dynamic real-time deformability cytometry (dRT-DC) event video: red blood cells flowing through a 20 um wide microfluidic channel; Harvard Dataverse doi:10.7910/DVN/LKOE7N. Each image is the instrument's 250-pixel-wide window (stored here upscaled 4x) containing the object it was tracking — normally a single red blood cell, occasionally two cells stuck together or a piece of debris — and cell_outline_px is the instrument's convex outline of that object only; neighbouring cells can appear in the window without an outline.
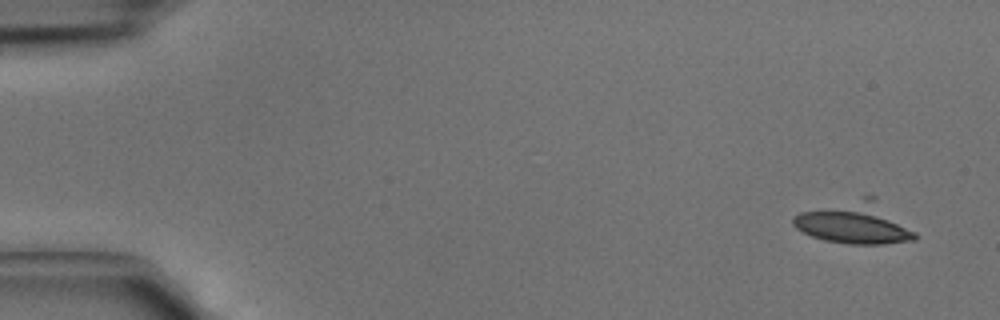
{"species": "common noctule bat (a hibernating species)", "species_latin": "Nyctalus noctula", "temperature_condition": "cold", "stored_images_in_passage": 4, "camera_frame_rate_fps": 3000, "um_per_image_px": 0.085, "animal": {"sex": "male", "body_mass_g": 15.6}, "frame": {"image": 1, "passage_image": 1, "time_ms": 0.0, "image_size_px": [1000, 320], "cell_outline_px": [[916, 240], [884, 244], [848, 244], [824, 240], [812, 236], [796, 228], [792, 224], [792, 216], [800, 212], [864, 196], [876, 196], [916, 232]], "centroid_in_image_um": [72.68, 18.94], "position_along_channel_um": 12.3, "area_um2": 29.82}}
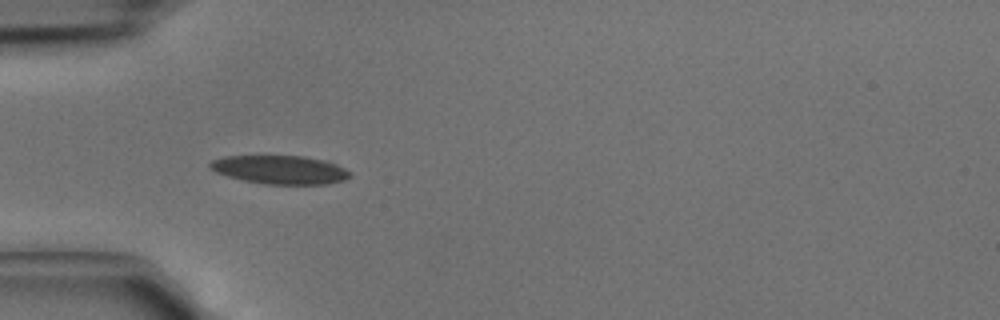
{"frame": {"image": 2, "passage_image": 4, "time_ms": 1.0, "image_size_px": [1000, 320], "cell_outline_px": [[352, 176], [344, 180], [328, 184], [264, 184], [244, 180], [228, 176], [216, 172], [208, 168], [208, 164], [212, 160], [224, 156], [304, 156], [328, 160], [352, 172]], "centroid_in_image_um": [23.83, 14.42], "position_along_channel_um": 61.2, "area_um2": 23.47}}